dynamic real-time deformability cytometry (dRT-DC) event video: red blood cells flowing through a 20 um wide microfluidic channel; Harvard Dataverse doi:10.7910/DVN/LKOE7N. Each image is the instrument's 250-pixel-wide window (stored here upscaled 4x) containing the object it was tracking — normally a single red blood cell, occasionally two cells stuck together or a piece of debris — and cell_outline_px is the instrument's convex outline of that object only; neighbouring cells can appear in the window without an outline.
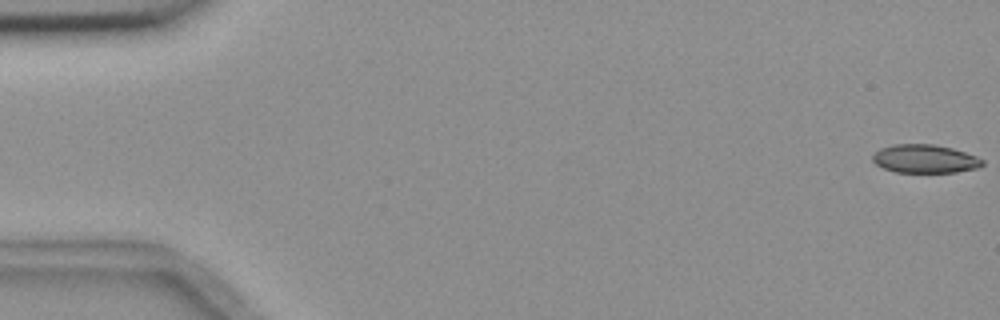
{"species": "common noctule bat (a hibernating species)", "species_latin": "Nyctalus noctula", "temperature_condition": "room temperature", "stored_images_in_passage": 6, "camera_frame_rate_fps": 3000, "um_per_image_px": 0.085, "animal": {"sex": "female", "body_mass_g": 18.4}, "frame": {"image": 1, "passage_image": 1, "time_ms": 0.0, "image_size_px": [1000, 320], "cell_outline_px": [[984, 164], [980, 168], [956, 172], [896, 172], [884, 168], [876, 164], [872, 160], [872, 156], [880, 148], [892, 144], [936, 144], [952, 148], [976, 156], [984, 160]], "centroid_in_image_um": [78.64, 13.49], "position_along_channel_um": 6.4, "area_um2": 18.26}}